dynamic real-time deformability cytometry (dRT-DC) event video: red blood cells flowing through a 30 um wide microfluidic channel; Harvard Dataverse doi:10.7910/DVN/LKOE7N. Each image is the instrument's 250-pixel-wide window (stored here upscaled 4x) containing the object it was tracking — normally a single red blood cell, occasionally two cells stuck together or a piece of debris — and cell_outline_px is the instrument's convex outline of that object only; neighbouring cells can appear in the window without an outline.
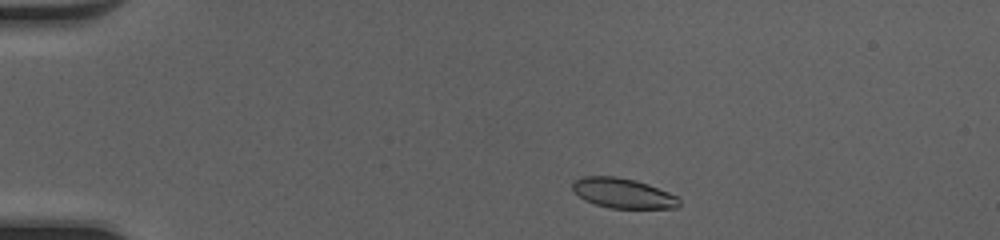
{"species": "common noctule bat (a hibernating species)", "species_latin": "Nyctalus noctula", "temperature_condition": "cold", "stored_images_in_passage": 43, "camera_frame_rate_fps": 3000, "um_per_image_px": 0.085, "animal": {"sex": "female", "body_mass_g": 20.0, "forearm_length_mm": 54.0}, "frame": {"image": 1, "passage_image": 3, "time_ms": 0.667, "image_size_px": [1000, 240], "cell_outline_px": [[680, 204], [676, 208], [608, 208], [584, 200], [572, 188], [572, 184], [576, 180], [584, 176], [616, 176], [636, 180], [648, 184], [668, 192], [676, 196], [680, 200]], "centroid_in_image_um": [52.96, 16.42], "position_along_channel_um": 32.0, "area_um2": 18.5}}
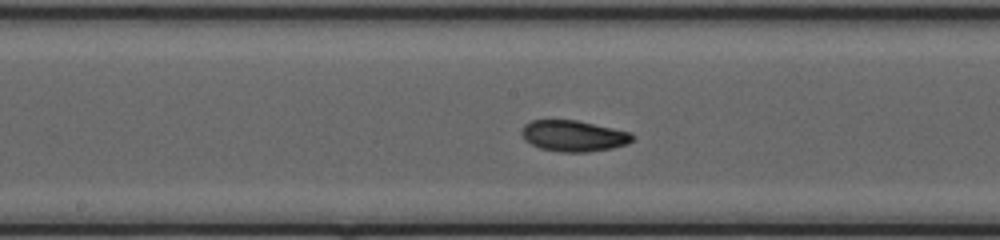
{"frame": {"image": 2, "passage_image": 20, "time_ms": 6.333, "image_size_px": [1000, 240], "cell_outline_px": [[636, 136], [628, 144], [612, 148], [588, 152], [560, 152], [540, 148], [524, 140], [520, 132], [524, 124], [532, 120], [576, 120], [632, 132]], "centroid_in_image_um": [48.76, 11.55], "position_along_channel_um": 199.4, "area_um2": 20.23}}
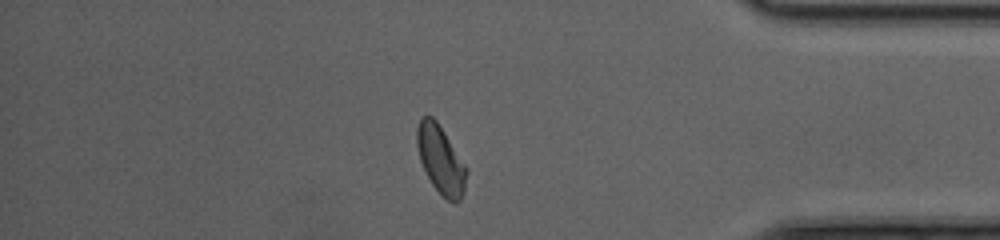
{"frame": {"image": 3, "passage_image": 36, "time_ms": 11.667, "image_size_px": [1000, 240], "cell_outline_px": [[468, 172], [464, 192], [460, 200], [456, 204], [448, 200], [432, 184], [420, 160], [416, 144], [416, 128], [420, 116], [432, 116], [436, 120], [468, 168]], "centroid_in_image_um": [37.47, 13.56], "position_along_channel_um": 397.7, "area_um2": 19.65}, "authors_computed_cell_mechanics": {"area_um2": 19.652, "velocity_mm_per_s": 4.1851, "shape_relaxation_time_tau1_ms": 3.3961, "shape_relaxation_time_tau2_ms": 1.7763, "deformation_change_tau1": 0.1269, "deformation_change_tau2": 0.0614}}